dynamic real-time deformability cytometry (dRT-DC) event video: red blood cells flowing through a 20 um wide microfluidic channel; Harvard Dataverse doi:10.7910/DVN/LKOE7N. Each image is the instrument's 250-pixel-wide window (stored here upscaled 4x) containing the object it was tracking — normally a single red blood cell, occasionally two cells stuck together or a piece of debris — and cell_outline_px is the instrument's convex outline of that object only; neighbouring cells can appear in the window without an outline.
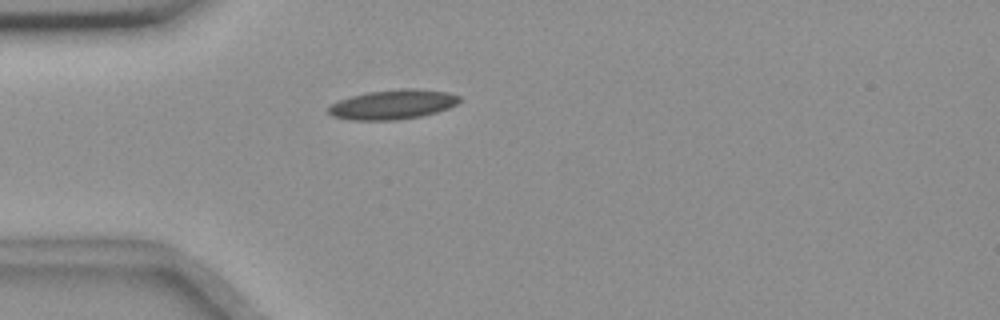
{"species": "common noctule bat (a hibernating species)", "species_latin": "Nyctalus noctula", "temperature_condition": "room temperature", "stored_images_in_passage": 41, "camera_frame_rate_fps": 3000, "um_per_image_px": 0.085, "animal": {"sex": "female", "body_mass_g": 18.4}, "frame": {"image": 1, "passage_image": 1, "time_ms": 0.0, "image_size_px": [1000, 320], "cell_outline_px": [[460, 100], [456, 104], [448, 108], [436, 112], [420, 116], [396, 120], [352, 120], [332, 116], [328, 112], [328, 108], [332, 104], [340, 100], [352, 96], [368, 92], [400, 88], [416, 88], [448, 92], [460, 96]], "centroid_in_image_um": [33.4, 8.87], "position_along_channel_um": 51.6, "area_um2": 22.48}}
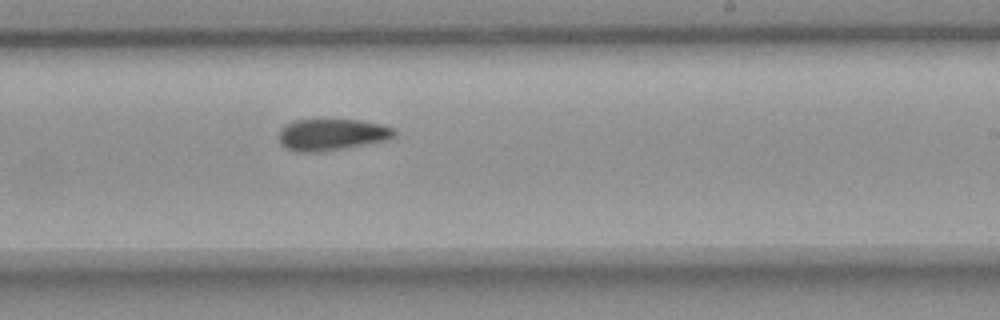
{"frame": {"image": 2, "passage_image": 19, "time_ms": 6.0, "image_size_px": [1000, 320], "cell_outline_px": [[396, 136], [388, 140], [344, 148], [316, 152], [296, 152], [284, 148], [280, 144], [280, 128], [284, 124], [292, 120], [360, 120], [384, 124], [392, 128], [396, 132]], "centroid_in_image_um": [28.19, 11.44], "position_along_channel_um": 260.8, "area_um2": 21.44}}
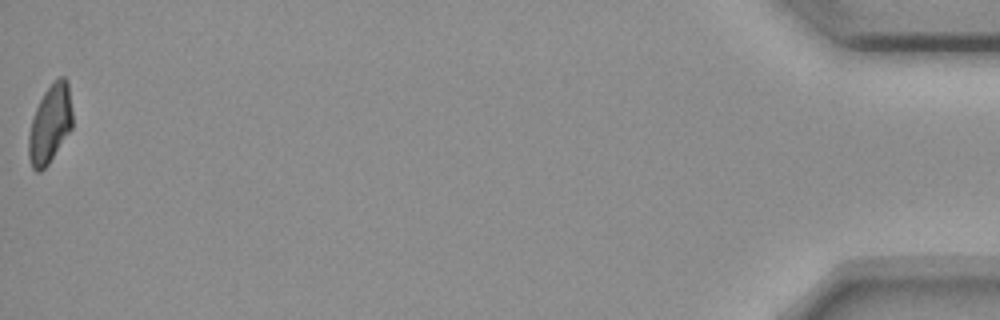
{"frame": {"image": 3, "passage_image": 41, "time_ms": 13.333, "image_size_px": [1000, 320], "cell_outline_px": [[72, 128], [48, 164], [40, 172], [36, 172], [32, 168], [28, 156], [28, 136], [32, 120], [36, 108], [44, 92], [60, 76], [64, 76], [68, 80], [72, 112]], "centroid_in_image_um": [4.25, 10.55], "position_along_channel_um": 430.9, "area_um2": 19.88}, "authors_computed_cell_mechanics": {"area_um2": 21.386, "velocity_mm_per_s": 3.6543, "shape_relaxation_time_tau1_ms": 11.1471, "shape_relaxation_time_tau2_ms": null, "deformation_change_tau1": 0.1757, "deformation_change_tau2": null}}